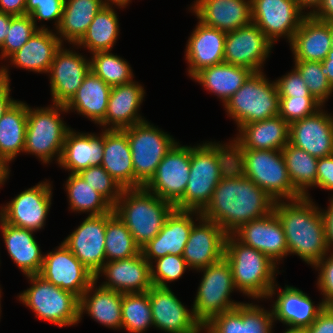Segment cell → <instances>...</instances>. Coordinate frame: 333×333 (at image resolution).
Masks as SVG:
<instances>
[{"instance_id":"c3c4849f","label":"cell","mask_w":333,"mask_h":333,"mask_svg":"<svg viewBox=\"0 0 333 333\" xmlns=\"http://www.w3.org/2000/svg\"><path fill=\"white\" fill-rule=\"evenodd\" d=\"M38 29L30 15L13 16L10 21L8 34L5 37L3 45L0 47L2 57H10L19 50Z\"/></svg>"},{"instance_id":"e0dca14e","label":"cell","mask_w":333,"mask_h":333,"mask_svg":"<svg viewBox=\"0 0 333 333\" xmlns=\"http://www.w3.org/2000/svg\"><path fill=\"white\" fill-rule=\"evenodd\" d=\"M50 188L44 182L21 192L1 210L0 217L6 223L33 232L41 229L51 205Z\"/></svg>"},{"instance_id":"30bf717a","label":"cell","mask_w":333,"mask_h":333,"mask_svg":"<svg viewBox=\"0 0 333 333\" xmlns=\"http://www.w3.org/2000/svg\"><path fill=\"white\" fill-rule=\"evenodd\" d=\"M193 305L196 320L204 327L215 316L231 311L241 303L229 300L235 287L232 270L225 258L205 268Z\"/></svg>"},{"instance_id":"d4e9b609","label":"cell","mask_w":333,"mask_h":333,"mask_svg":"<svg viewBox=\"0 0 333 333\" xmlns=\"http://www.w3.org/2000/svg\"><path fill=\"white\" fill-rule=\"evenodd\" d=\"M194 5L200 22L226 33L252 23L251 0H197Z\"/></svg>"},{"instance_id":"db71d44e","label":"cell","mask_w":333,"mask_h":333,"mask_svg":"<svg viewBox=\"0 0 333 333\" xmlns=\"http://www.w3.org/2000/svg\"><path fill=\"white\" fill-rule=\"evenodd\" d=\"M276 85L279 97H313L296 69L277 80Z\"/></svg>"},{"instance_id":"f35d334b","label":"cell","mask_w":333,"mask_h":333,"mask_svg":"<svg viewBox=\"0 0 333 333\" xmlns=\"http://www.w3.org/2000/svg\"><path fill=\"white\" fill-rule=\"evenodd\" d=\"M94 281L80 297V318L83 311H87L92 318L111 328L122 327V293L103 288L95 289L92 297L87 294L93 290ZM90 297V298H88Z\"/></svg>"},{"instance_id":"8fae6325","label":"cell","mask_w":333,"mask_h":333,"mask_svg":"<svg viewBox=\"0 0 333 333\" xmlns=\"http://www.w3.org/2000/svg\"><path fill=\"white\" fill-rule=\"evenodd\" d=\"M54 107L36 110L28 107L24 151L35 154L45 163H48L55 153H59V163L64 141L70 130L58 113L60 109L67 112L65 105L54 104Z\"/></svg>"},{"instance_id":"f1b7e54d","label":"cell","mask_w":333,"mask_h":333,"mask_svg":"<svg viewBox=\"0 0 333 333\" xmlns=\"http://www.w3.org/2000/svg\"><path fill=\"white\" fill-rule=\"evenodd\" d=\"M295 61L322 62L331 49L330 22L306 15L291 41Z\"/></svg>"},{"instance_id":"44dd1931","label":"cell","mask_w":333,"mask_h":333,"mask_svg":"<svg viewBox=\"0 0 333 333\" xmlns=\"http://www.w3.org/2000/svg\"><path fill=\"white\" fill-rule=\"evenodd\" d=\"M90 71V61L60 47L54 56L51 72V92L54 104L66 105L82 85Z\"/></svg>"},{"instance_id":"f5cc1de1","label":"cell","mask_w":333,"mask_h":333,"mask_svg":"<svg viewBox=\"0 0 333 333\" xmlns=\"http://www.w3.org/2000/svg\"><path fill=\"white\" fill-rule=\"evenodd\" d=\"M65 0H26V15H30L36 22L39 20L57 19V27H59L62 19L63 6Z\"/></svg>"},{"instance_id":"ee69618b","label":"cell","mask_w":333,"mask_h":333,"mask_svg":"<svg viewBox=\"0 0 333 333\" xmlns=\"http://www.w3.org/2000/svg\"><path fill=\"white\" fill-rule=\"evenodd\" d=\"M141 252L131 232L121 219L113 213L106 221L105 256L108 262L122 260Z\"/></svg>"},{"instance_id":"b9f144b4","label":"cell","mask_w":333,"mask_h":333,"mask_svg":"<svg viewBox=\"0 0 333 333\" xmlns=\"http://www.w3.org/2000/svg\"><path fill=\"white\" fill-rule=\"evenodd\" d=\"M289 178L294 188L303 196L309 186L316 185L318 158L308 154L305 150L288 143L282 150Z\"/></svg>"},{"instance_id":"277c9868","label":"cell","mask_w":333,"mask_h":333,"mask_svg":"<svg viewBox=\"0 0 333 333\" xmlns=\"http://www.w3.org/2000/svg\"><path fill=\"white\" fill-rule=\"evenodd\" d=\"M174 209L173 204L144 187L123 189L119 200L113 206L114 213L127 226L140 248L160 232Z\"/></svg>"},{"instance_id":"7bdbcfd3","label":"cell","mask_w":333,"mask_h":333,"mask_svg":"<svg viewBox=\"0 0 333 333\" xmlns=\"http://www.w3.org/2000/svg\"><path fill=\"white\" fill-rule=\"evenodd\" d=\"M66 189L70 207L76 211H91L89 216H99L111 212L113 206L78 174L71 173Z\"/></svg>"},{"instance_id":"2644e50d","label":"cell","mask_w":333,"mask_h":333,"mask_svg":"<svg viewBox=\"0 0 333 333\" xmlns=\"http://www.w3.org/2000/svg\"><path fill=\"white\" fill-rule=\"evenodd\" d=\"M108 2L111 1L113 3H116L117 6H121V7H124L125 5H127V3L130 1V0H107Z\"/></svg>"},{"instance_id":"9f6ffc18","label":"cell","mask_w":333,"mask_h":333,"mask_svg":"<svg viewBox=\"0 0 333 333\" xmlns=\"http://www.w3.org/2000/svg\"><path fill=\"white\" fill-rule=\"evenodd\" d=\"M316 185L333 190V155L318 158Z\"/></svg>"},{"instance_id":"3957f363","label":"cell","mask_w":333,"mask_h":333,"mask_svg":"<svg viewBox=\"0 0 333 333\" xmlns=\"http://www.w3.org/2000/svg\"><path fill=\"white\" fill-rule=\"evenodd\" d=\"M227 146L206 143L191 147L189 180L175 209L197 210L200 215L206 208L219 181L233 166V147Z\"/></svg>"},{"instance_id":"6da1fadb","label":"cell","mask_w":333,"mask_h":333,"mask_svg":"<svg viewBox=\"0 0 333 333\" xmlns=\"http://www.w3.org/2000/svg\"><path fill=\"white\" fill-rule=\"evenodd\" d=\"M274 201L234 165L216 186L201 217L214 221L228 235L242 225L273 212Z\"/></svg>"},{"instance_id":"6125c7cd","label":"cell","mask_w":333,"mask_h":333,"mask_svg":"<svg viewBox=\"0 0 333 333\" xmlns=\"http://www.w3.org/2000/svg\"><path fill=\"white\" fill-rule=\"evenodd\" d=\"M324 222H325V229H326V240L328 248L331 244H333V198L330 202V207L326 212H322Z\"/></svg>"},{"instance_id":"e575fe53","label":"cell","mask_w":333,"mask_h":333,"mask_svg":"<svg viewBox=\"0 0 333 333\" xmlns=\"http://www.w3.org/2000/svg\"><path fill=\"white\" fill-rule=\"evenodd\" d=\"M1 228L7 251L25 275L39 274L44 256L33 237V231L6 223L1 217Z\"/></svg>"},{"instance_id":"74e56055","label":"cell","mask_w":333,"mask_h":333,"mask_svg":"<svg viewBox=\"0 0 333 333\" xmlns=\"http://www.w3.org/2000/svg\"><path fill=\"white\" fill-rule=\"evenodd\" d=\"M28 106L16 101L0 119V159L7 164L24 151Z\"/></svg>"},{"instance_id":"52a82bcc","label":"cell","mask_w":333,"mask_h":333,"mask_svg":"<svg viewBox=\"0 0 333 333\" xmlns=\"http://www.w3.org/2000/svg\"><path fill=\"white\" fill-rule=\"evenodd\" d=\"M225 108L238 127L278 116L279 94L276 82H268L262 72H253L226 101Z\"/></svg>"},{"instance_id":"4fadbf2b","label":"cell","mask_w":333,"mask_h":333,"mask_svg":"<svg viewBox=\"0 0 333 333\" xmlns=\"http://www.w3.org/2000/svg\"><path fill=\"white\" fill-rule=\"evenodd\" d=\"M44 256L38 275L79 298L95 281V275L64 245Z\"/></svg>"},{"instance_id":"484cf974","label":"cell","mask_w":333,"mask_h":333,"mask_svg":"<svg viewBox=\"0 0 333 333\" xmlns=\"http://www.w3.org/2000/svg\"><path fill=\"white\" fill-rule=\"evenodd\" d=\"M272 318V311L267 312L252 303H241L233 310L215 316L204 328L207 333H271Z\"/></svg>"},{"instance_id":"a7ac6f4b","label":"cell","mask_w":333,"mask_h":333,"mask_svg":"<svg viewBox=\"0 0 333 333\" xmlns=\"http://www.w3.org/2000/svg\"><path fill=\"white\" fill-rule=\"evenodd\" d=\"M331 49L327 55H333V21L330 22Z\"/></svg>"},{"instance_id":"d590c367","label":"cell","mask_w":333,"mask_h":333,"mask_svg":"<svg viewBox=\"0 0 333 333\" xmlns=\"http://www.w3.org/2000/svg\"><path fill=\"white\" fill-rule=\"evenodd\" d=\"M111 88L90 70L65 108L67 111L75 108L77 112L100 124L106 116Z\"/></svg>"},{"instance_id":"5bb4252c","label":"cell","mask_w":333,"mask_h":333,"mask_svg":"<svg viewBox=\"0 0 333 333\" xmlns=\"http://www.w3.org/2000/svg\"><path fill=\"white\" fill-rule=\"evenodd\" d=\"M252 23L274 43L282 35L292 41L302 19L301 9L295 0H251ZM274 39V40H273Z\"/></svg>"},{"instance_id":"603a6c76","label":"cell","mask_w":333,"mask_h":333,"mask_svg":"<svg viewBox=\"0 0 333 333\" xmlns=\"http://www.w3.org/2000/svg\"><path fill=\"white\" fill-rule=\"evenodd\" d=\"M234 234L241 243L264 253L273 262L288 253L285 233L274 211L265 217L247 222Z\"/></svg>"},{"instance_id":"7c38bea8","label":"cell","mask_w":333,"mask_h":333,"mask_svg":"<svg viewBox=\"0 0 333 333\" xmlns=\"http://www.w3.org/2000/svg\"><path fill=\"white\" fill-rule=\"evenodd\" d=\"M191 147L177 143L157 166L144 188L175 205L184 195L190 176Z\"/></svg>"},{"instance_id":"be15d7a7","label":"cell","mask_w":333,"mask_h":333,"mask_svg":"<svg viewBox=\"0 0 333 333\" xmlns=\"http://www.w3.org/2000/svg\"><path fill=\"white\" fill-rule=\"evenodd\" d=\"M13 15L0 12V47L3 45L5 37L7 36L8 29L10 28V21Z\"/></svg>"},{"instance_id":"94428289","label":"cell","mask_w":333,"mask_h":333,"mask_svg":"<svg viewBox=\"0 0 333 333\" xmlns=\"http://www.w3.org/2000/svg\"><path fill=\"white\" fill-rule=\"evenodd\" d=\"M307 15H311L313 18L326 21V22H332L333 21V0H323L322 3L319 5L317 11L313 9V12L311 11L307 13Z\"/></svg>"},{"instance_id":"11a10c76","label":"cell","mask_w":333,"mask_h":333,"mask_svg":"<svg viewBox=\"0 0 333 333\" xmlns=\"http://www.w3.org/2000/svg\"><path fill=\"white\" fill-rule=\"evenodd\" d=\"M326 260V261H324ZM314 266L320 268L318 280L319 289L325 295V300L322 301L325 307L333 306V255L327 259L325 256Z\"/></svg>"},{"instance_id":"91938a15","label":"cell","mask_w":333,"mask_h":333,"mask_svg":"<svg viewBox=\"0 0 333 333\" xmlns=\"http://www.w3.org/2000/svg\"><path fill=\"white\" fill-rule=\"evenodd\" d=\"M0 12L13 16L26 15V0H0Z\"/></svg>"},{"instance_id":"9a60e30c","label":"cell","mask_w":333,"mask_h":333,"mask_svg":"<svg viewBox=\"0 0 333 333\" xmlns=\"http://www.w3.org/2000/svg\"><path fill=\"white\" fill-rule=\"evenodd\" d=\"M114 213L112 210L99 216H88L82 224L69 235L64 245L94 275L105 264L106 221Z\"/></svg>"},{"instance_id":"816d5d0a","label":"cell","mask_w":333,"mask_h":333,"mask_svg":"<svg viewBox=\"0 0 333 333\" xmlns=\"http://www.w3.org/2000/svg\"><path fill=\"white\" fill-rule=\"evenodd\" d=\"M322 104L314 97H279V116L288 124L306 118Z\"/></svg>"},{"instance_id":"4316f807","label":"cell","mask_w":333,"mask_h":333,"mask_svg":"<svg viewBox=\"0 0 333 333\" xmlns=\"http://www.w3.org/2000/svg\"><path fill=\"white\" fill-rule=\"evenodd\" d=\"M225 40L226 32L208 27L199 21L186 48L191 77L206 67L224 62Z\"/></svg>"},{"instance_id":"d6a6232c","label":"cell","mask_w":333,"mask_h":333,"mask_svg":"<svg viewBox=\"0 0 333 333\" xmlns=\"http://www.w3.org/2000/svg\"><path fill=\"white\" fill-rule=\"evenodd\" d=\"M277 297L272 309L273 319L289 325L290 328L309 327L325 307L322 302L315 308L310 298L295 287H285Z\"/></svg>"},{"instance_id":"d6986e66","label":"cell","mask_w":333,"mask_h":333,"mask_svg":"<svg viewBox=\"0 0 333 333\" xmlns=\"http://www.w3.org/2000/svg\"><path fill=\"white\" fill-rule=\"evenodd\" d=\"M202 224H193L182 257L188 267L205 268L224 258L227 233L214 221L199 216Z\"/></svg>"},{"instance_id":"836d02e7","label":"cell","mask_w":333,"mask_h":333,"mask_svg":"<svg viewBox=\"0 0 333 333\" xmlns=\"http://www.w3.org/2000/svg\"><path fill=\"white\" fill-rule=\"evenodd\" d=\"M104 151V132L100 137L93 134H76L68 131L62 155L59 161L60 166L71 170V173H79L81 170L91 166L101 165Z\"/></svg>"},{"instance_id":"ab89813d","label":"cell","mask_w":333,"mask_h":333,"mask_svg":"<svg viewBox=\"0 0 333 333\" xmlns=\"http://www.w3.org/2000/svg\"><path fill=\"white\" fill-rule=\"evenodd\" d=\"M108 2L102 0H65L59 33L72 43H78L95 15Z\"/></svg>"},{"instance_id":"83f0119b","label":"cell","mask_w":333,"mask_h":333,"mask_svg":"<svg viewBox=\"0 0 333 333\" xmlns=\"http://www.w3.org/2000/svg\"><path fill=\"white\" fill-rule=\"evenodd\" d=\"M233 149L282 150L289 143V124L279 115L239 127Z\"/></svg>"},{"instance_id":"bcb514c9","label":"cell","mask_w":333,"mask_h":333,"mask_svg":"<svg viewBox=\"0 0 333 333\" xmlns=\"http://www.w3.org/2000/svg\"><path fill=\"white\" fill-rule=\"evenodd\" d=\"M130 68L125 60L109 51L93 53L90 61V70L111 87L132 82Z\"/></svg>"},{"instance_id":"89a4df30","label":"cell","mask_w":333,"mask_h":333,"mask_svg":"<svg viewBox=\"0 0 333 333\" xmlns=\"http://www.w3.org/2000/svg\"><path fill=\"white\" fill-rule=\"evenodd\" d=\"M284 333H306V331L303 328H289Z\"/></svg>"},{"instance_id":"680465c9","label":"cell","mask_w":333,"mask_h":333,"mask_svg":"<svg viewBox=\"0 0 333 333\" xmlns=\"http://www.w3.org/2000/svg\"><path fill=\"white\" fill-rule=\"evenodd\" d=\"M9 87V76L7 69H0V119L7 112V110L16 102L11 100Z\"/></svg>"},{"instance_id":"7dc6e473","label":"cell","mask_w":333,"mask_h":333,"mask_svg":"<svg viewBox=\"0 0 333 333\" xmlns=\"http://www.w3.org/2000/svg\"><path fill=\"white\" fill-rule=\"evenodd\" d=\"M295 69L303 78L309 93L321 104L333 92V87L322 73L319 61H295Z\"/></svg>"},{"instance_id":"4dcf8cb0","label":"cell","mask_w":333,"mask_h":333,"mask_svg":"<svg viewBox=\"0 0 333 333\" xmlns=\"http://www.w3.org/2000/svg\"><path fill=\"white\" fill-rule=\"evenodd\" d=\"M101 166L123 189L134 188L132 153L124 130L106 129L104 131Z\"/></svg>"},{"instance_id":"cb8c5ba5","label":"cell","mask_w":333,"mask_h":333,"mask_svg":"<svg viewBox=\"0 0 333 333\" xmlns=\"http://www.w3.org/2000/svg\"><path fill=\"white\" fill-rule=\"evenodd\" d=\"M193 212L197 211L174 209L160 232L141 248L144 258L150 264L152 258L156 260L167 254H183L194 224L190 217Z\"/></svg>"},{"instance_id":"ac0fdd59","label":"cell","mask_w":333,"mask_h":333,"mask_svg":"<svg viewBox=\"0 0 333 333\" xmlns=\"http://www.w3.org/2000/svg\"><path fill=\"white\" fill-rule=\"evenodd\" d=\"M147 293L155 327L169 333H199L203 328L169 287L153 285Z\"/></svg>"},{"instance_id":"60d3db41","label":"cell","mask_w":333,"mask_h":333,"mask_svg":"<svg viewBox=\"0 0 333 333\" xmlns=\"http://www.w3.org/2000/svg\"><path fill=\"white\" fill-rule=\"evenodd\" d=\"M119 24L116 13L109 3L95 15L86 33L77 43L84 45L91 52L111 51L118 36Z\"/></svg>"},{"instance_id":"6f0895ef","label":"cell","mask_w":333,"mask_h":333,"mask_svg":"<svg viewBox=\"0 0 333 333\" xmlns=\"http://www.w3.org/2000/svg\"><path fill=\"white\" fill-rule=\"evenodd\" d=\"M305 331L306 333H333V308L324 307Z\"/></svg>"},{"instance_id":"2e32d148","label":"cell","mask_w":333,"mask_h":333,"mask_svg":"<svg viewBox=\"0 0 333 333\" xmlns=\"http://www.w3.org/2000/svg\"><path fill=\"white\" fill-rule=\"evenodd\" d=\"M273 43L251 23L226 33L224 62L260 72Z\"/></svg>"},{"instance_id":"f6af8a7d","label":"cell","mask_w":333,"mask_h":333,"mask_svg":"<svg viewBox=\"0 0 333 333\" xmlns=\"http://www.w3.org/2000/svg\"><path fill=\"white\" fill-rule=\"evenodd\" d=\"M122 327L132 333H142L153 325L147 292L122 294Z\"/></svg>"},{"instance_id":"e7e4bbea","label":"cell","mask_w":333,"mask_h":333,"mask_svg":"<svg viewBox=\"0 0 333 333\" xmlns=\"http://www.w3.org/2000/svg\"><path fill=\"white\" fill-rule=\"evenodd\" d=\"M322 63V73L327 77L333 87V55H327Z\"/></svg>"},{"instance_id":"003e7915","label":"cell","mask_w":333,"mask_h":333,"mask_svg":"<svg viewBox=\"0 0 333 333\" xmlns=\"http://www.w3.org/2000/svg\"><path fill=\"white\" fill-rule=\"evenodd\" d=\"M9 174L8 166L0 159V184H3Z\"/></svg>"},{"instance_id":"f546056e","label":"cell","mask_w":333,"mask_h":333,"mask_svg":"<svg viewBox=\"0 0 333 333\" xmlns=\"http://www.w3.org/2000/svg\"><path fill=\"white\" fill-rule=\"evenodd\" d=\"M144 88L133 81L111 88L106 116L100 123L103 126L113 124L111 128L123 130L145 120L138 116L137 110L144 97Z\"/></svg>"},{"instance_id":"8992f818","label":"cell","mask_w":333,"mask_h":333,"mask_svg":"<svg viewBox=\"0 0 333 333\" xmlns=\"http://www.w3.org/2000/svg\"><path fill=\"white\" fill-rule=\"evenodd\" d=\"M233 237H226L224 258L231 267L235 287L253 298L272 296L276 262Z\"/></svg>"},{"instance_id":"03108f58","label":"cell","mask_w":333,"mask_h":333,"mask_svg":"<svg viewBox=\"0 0 333 333\" xmlns=\"http://www.w3.org/2000/svg\"><path fill=\"white\" fill-rule=\"evenodd\" d=\"M298 7L303 10L304 7H314V8H318L319 5L322 3L323 0H295Z\"/></svg>"},{"instance_id":"5b68a950","label":"cell","mask_w":333,"mask_h":333,"mask_svg":"<svg viewBox=\"0 0 333 333\" xmlns=\"http://www.w3.org/2000/svg\"><path fill=\"white\" fill-rule=\"evenodd\" d=\"M233 165L274 201L303 197L289 178L281 150L233 149Z\"/></svg>"},{"instance_id":"8d00e7d4","label":"cell","mask_w":333,"mask_h":333,"mask_svg":"<svg viewBox=\"0 0 333 333\" xmlns=\"http://www.w3.org/2000/svg\"><path fill=\"white\" fill-rule=\"evenodd\" d=\"M252 73L246 67L223 62L200 70L193 78L219 96L225 104Z\"/></svg>"},{"instance_id":"7a4b0ae2","label":"cell","mask_w":333,"mask_h":333,"mask_svg":"<svg viewBox=\"0 0 333 333\" xmlns=\"http://www.w3.org/2000/svg\"><path fill=\"white\" fill-rule=\"evenodd\" d=\"M292 201L291 204L276 201L273 209L282 224L288 253H295L315 265L329 250L323 214L309 196Z\"/></svg>"},{"instance_id":"ffe728a7","label":"cell","mask_w":333,"mask_h":333,"mask_svg":"<svg viewBox=\"0 0 333 333\" xmlns=\"http://www.w3.org/2000/svg\"><path fill=\"white\" fill-rule=\"evenodd\" d=\"M289 143L322 158L333 155V117L320 109L289 124Z\"/></svg>"},{"instance_id":"1f68e13d","label":"cell","mask_w":333,"mask_h":333,"mask_svg":"<svg viewBox=\"0 0 333 333\" xmlns=\"http://www.w3.org/2000/svg\"><path fill=\"white\" fill-rule=\"evenodd\" d=\"M62 40L47 28H39L10 58L18 67L36 72H48Z\"/></svg>"},{"instance_id":"ba28073f","label":"cell","mask_w":333,"mask_h":333,"mask_svg":"<svg viewBox=\"0 0 333 333\" xmlns=\"http://www.w3.org/2000/svg\"><path fill=\"white\" fill-rule=\"evenodd\" d=\"M32 286L19 295L38 318L59 327L73 325L80 320V298L70 291L44 280L40 275H27Z\"/></svg>"},{"instance_id":"f907efd6","label":"cell","mask_w":333,"mask_h":333,"mask_svg":"<svg viewBox=\"0 0 333 333\" xmlns=\"http://www.w3.org/2000/svg\"><path fill=\"white\" fill-rule=\"evenodd\" d=\"M155 262L156 271L151 264V282L158 287H168L165 282L180 278L188 267L182 255L167 254Z\"/></svg>"},{"instance_id":"7402d4cb","label":"cell","mask_w":333,"mask_h":333,"mask_svg":"<svg viewBox=\"0 0 333 333\" xmlns=\"http://www.w3.org/2000/svg\"><path fill=\"white\" fill-rule=\"evenodd\" d=\"M100 271L109 278L102 287L122 294L147 292L153 286L151 264L142 252L129 258L107 262L95 275V281Z\"/></svg>"},{"instance_id":"681fc988","label":"cell","mask_w":333,"mask_h":333,"mask_svg":"<svg viewBox=\"0 0 333 333\" xmlns=\"http://www.w3.org/2000/svg\"><path fill=\"white\" fill-rule=\"evenodd\" d=\"M78 174L112 206L117 203L123 188L101 165L83 169Z\"/></svg>"},{"instance_id":"9c48e42d","label":"cell","mask_w":333,"mask_h":333,"mask_svg":"<svg viewBox=\"0 0 333 333\" xmlns=\"http://www.w3.org/2000/svg\"><path fill=\"white\" fill-rule=\"evenodd\" d=\"M128 137L134 168V188L144 187L157 166L176 144L170 135L147 121L123 129Z\"/></svg>"}]
</instances>
